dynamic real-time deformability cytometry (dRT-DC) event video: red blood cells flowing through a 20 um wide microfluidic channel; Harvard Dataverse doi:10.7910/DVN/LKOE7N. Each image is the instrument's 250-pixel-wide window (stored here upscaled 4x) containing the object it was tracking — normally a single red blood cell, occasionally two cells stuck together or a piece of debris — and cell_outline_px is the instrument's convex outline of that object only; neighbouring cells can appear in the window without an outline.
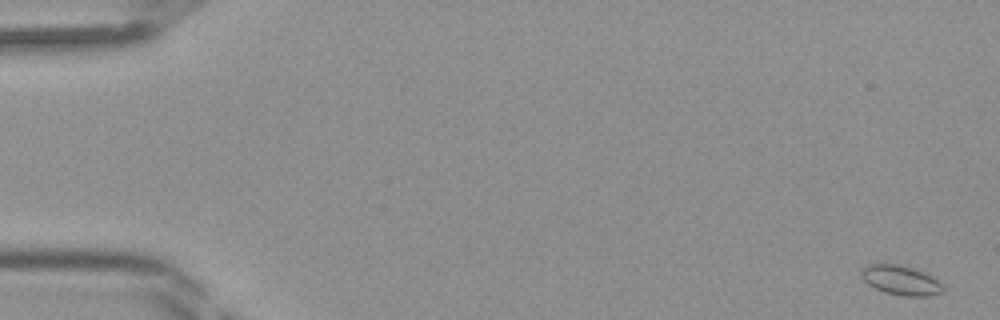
{"species": "Egyptian fruit bat (a non-hibernating species)", "species_latin": "Rousettus aegyptiacus", "temperature_condition": "room temperature", "stored_images_in_passage": 45, "camera_frame_rate_fps": 3000, "um_per_image_px": 0.085, "frame": {"image": 1, "passage_image": 1, "time_ms": 0.0, "image_size_px": [1000, 320], "cell_outline_px": [[944, 292], [932, 296], [904, 296], [884, 292], [868, 284], [860, 276], [860, 272], [868, 264], [896, 264], [912, 268], [924, 272], [932, 276], [944, 288]], "centroid_in_image_um": [76.57, 23.83], "position_along_channel_um": 8.4, "area_um2": 13.99}}
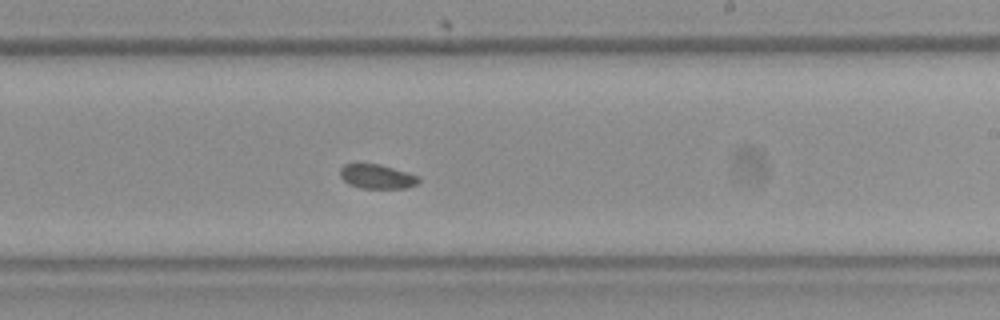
{"frame": {"image": 2, "passage_image": 27, "time_ms": 8.667, "image_size_px": [1000, 320], "cell_outline_px": [[420, 180], [416, 184], [404, 188], [360, 188], [348, 184], [340, 176], [340, 168], [344, 164], [380, 164], [420, 176]], "centroid_in_image_um": [32.04, 15.0], "position_along_channel_um": 257.0, "area_um2": 11.1}}
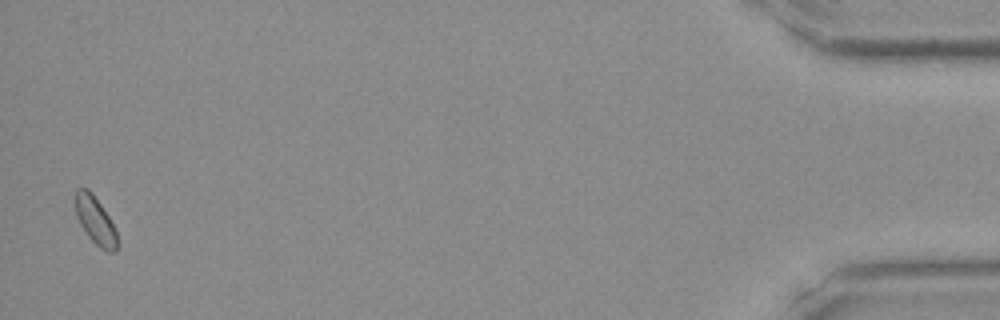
{"frame": {"image": 3, "passage_image": 44, "time_ms": 14.333, "image_size_px": [1000, 320], "cell_outline_px": [[116, 252], [108, 252], [100, 248], [88, 236], [80, 224], [76, 216], [76, 188], [88, 188], [92, 192], [108, 216], [116, 232]], "centroid_in_image_um": [8.08, 18.73], "position_along_channel_um": 427.1, "area_um2": 11.33}}